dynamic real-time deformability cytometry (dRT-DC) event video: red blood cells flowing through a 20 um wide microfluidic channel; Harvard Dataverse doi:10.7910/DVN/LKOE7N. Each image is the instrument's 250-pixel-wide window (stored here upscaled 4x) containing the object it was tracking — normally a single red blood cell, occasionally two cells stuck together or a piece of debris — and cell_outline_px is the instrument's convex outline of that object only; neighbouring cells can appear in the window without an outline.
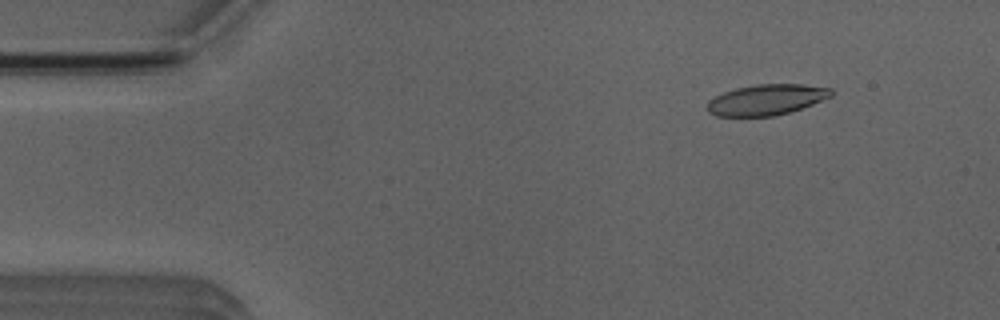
{"species": "Egyptian fruit bat (a non-hibernating species)", "species_latin": "Rousettus aegyptiacus", "temperature_condition": "room temperature", "stored_images_in_passage": 4, "camera_frame_rate_fps": 3000, "um_per_image_px": 0.085, "animal": {"sex": "male"}, "frame": {"image": 1, "passage_image": 2, "time_ms": 1.0, "image_size_px": [1000, 320], "cell_outline_px": [[832, 96], [812, 104], [788, 112], [772, 116], [716, 116], [708, 112], [704, 108], [708, 100], [724, 92], [736, 88], [756, 84], [804, 84], [832, 88]], "centroid_in_image_um": [65.11, 8.47], "position_along_channel_um": 19.9, "area_um2": 22.2}}